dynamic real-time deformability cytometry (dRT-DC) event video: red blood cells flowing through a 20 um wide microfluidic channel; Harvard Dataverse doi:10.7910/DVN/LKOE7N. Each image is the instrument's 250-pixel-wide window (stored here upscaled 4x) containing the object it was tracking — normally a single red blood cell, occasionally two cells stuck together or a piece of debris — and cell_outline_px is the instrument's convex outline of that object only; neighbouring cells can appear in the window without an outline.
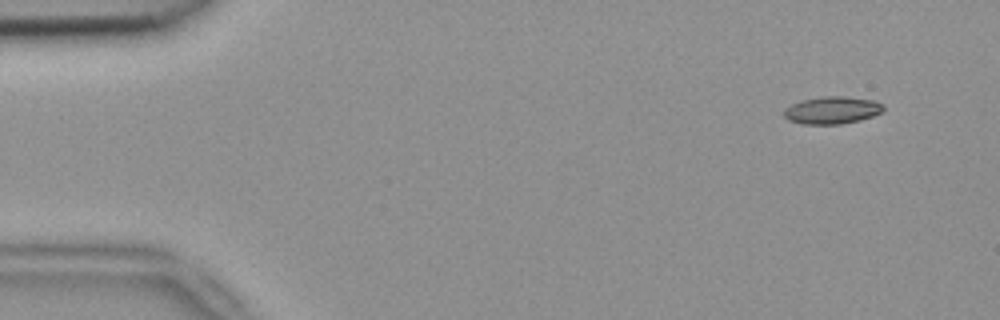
{"species": "common noctule bat (a hibernating species)", "species_latin": "Nyctalus noctula", "temperature_condition": "room temperature", "stored_images_in_passage": 4, "camera_frame_rate_fps": 3000, "um_per_image_px": 0.085, "animal": {"sex": "female", "body_mass_g": 18.4}, "frame": {"image": 1, "passage_image": 1, "time_ms": 0.0, "image_size_px": [1000, 320], "cell_outline_px": [[884, 108], [880, 112], [872, 116], [860, 120], [840, 124], [804, 124], [788, 120], [784, 116], [784, 108], [792, 104], [804, 100], [824, 96], [844, 96], [876, 100], [884, 104]], "centroid_in_image_um": [70.75, 9.36], "position_along_channel_um": 14.3, "area_um2": 15.84}}
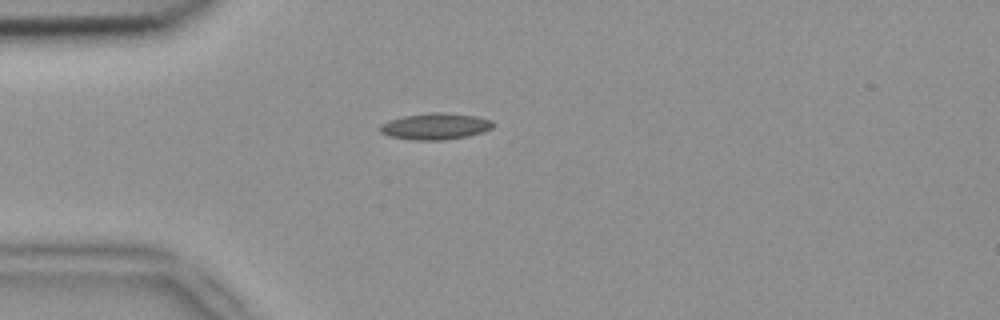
{"frame": {"image": 2, "passage_image": 4, "time_ms": 1.0, "image_size_px": [1000, 320], "cell_outline_px": [[492, 128], [484, 132], [468, 136], [444, 140], [412, 140], [388, 136], [380, 132], [380, 124], [388, 120], [404, 116], [428, 112], [444, 112], [476, 116], [492, 120]], "centroid_in_image_um": [36.99, 10.74], "position_along_channel_um": 48.0, "area_um2": 17.57}}